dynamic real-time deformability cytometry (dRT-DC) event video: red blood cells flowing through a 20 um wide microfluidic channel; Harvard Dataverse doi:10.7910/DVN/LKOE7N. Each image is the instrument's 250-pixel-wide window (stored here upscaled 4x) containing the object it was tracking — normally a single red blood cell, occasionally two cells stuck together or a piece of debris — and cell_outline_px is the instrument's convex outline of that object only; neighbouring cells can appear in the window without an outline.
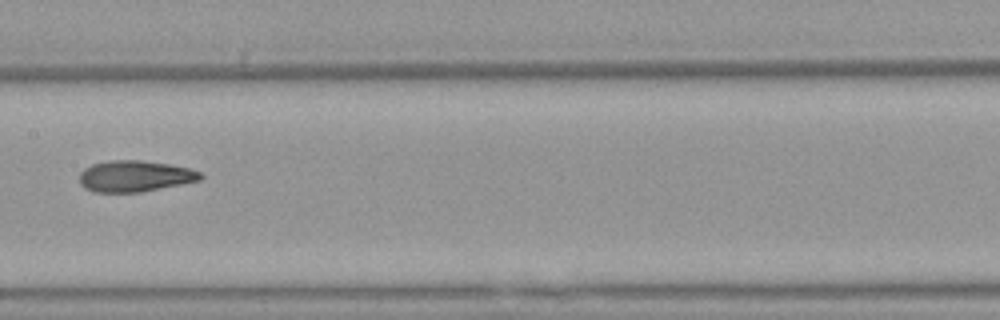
{"species": "Egyptian fruit bat (a non-hibernating species)", "species_latin": "Rousettus aegyptiacus", "temperature_condition": "warm", "stored_images_in_passage": 7, "camera_frame_rate_fps": 3000, "um_per_image_px": 0.085, "animal": {"sex": "female"}, "frame": {"image": 1, "passage_image": 7, "time_ms": 2.0, "image_size_px": [1000, 320], "cell_outline_px": [[204, 176], [200, 180], [140, 192], [96, 192], [84, 188], [80, 184], [80, 172], [84, 168], [92, 164], [112, 160], [140, 160], [168, 164], [188, 168], [200, 172]], "centroid_in_image_um": [11.43, 14.97], "position_along_channel_um": 196.0, "area_um2": 21.85}}